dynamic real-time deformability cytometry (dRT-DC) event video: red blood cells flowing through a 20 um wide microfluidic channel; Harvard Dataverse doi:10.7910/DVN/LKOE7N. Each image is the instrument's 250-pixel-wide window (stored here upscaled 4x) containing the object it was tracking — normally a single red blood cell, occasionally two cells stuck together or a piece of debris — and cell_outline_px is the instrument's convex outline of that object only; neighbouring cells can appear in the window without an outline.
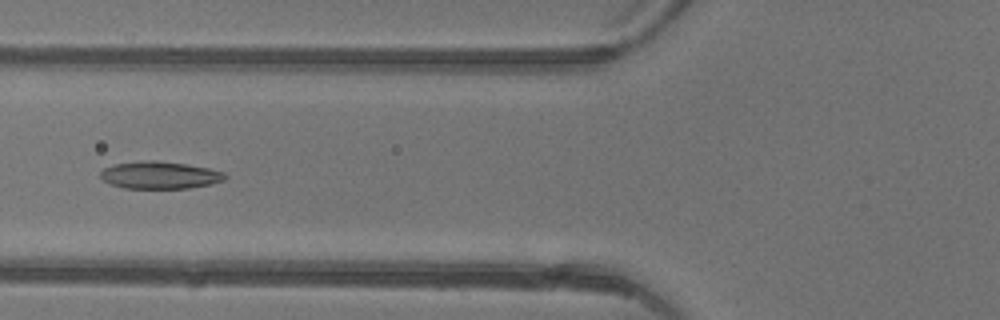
{"species": "common noctule bat (a hibernating species)", "species_latin": "Nyctalus noctula", "temperature_condition": "warm", "stored_images_in_passage": 43, "camera_frame_rate_fps": 3000, "um_per_image_px": 0.085, "animal": {"sex": "female"}, "frame": {"image": 1, "passage_image": 19, "time_ms": 6.0, "image_size_px": [1000, 320], "cell_outline_px": [[228, 176], [224, 180], [212, 184], [188, 188], [124, 188], [112, 184], [104, 180], [100, 176], [100, 172], [104, 168], [112, 164], [144, 160], [156, 160], [184, 164], [208, 168], [224, 172]], "centroid_in_image_um": [13.59, 14.88], "position_along_channel_um": 112.2, "area_um2": 19.83}, "authors_computed_cell_mechanics": {"area_um2": 20.2878, "velocity_mm_per_s": 4.4079, "shape_relaxation_time_tau1_ms": 7.8842, "shape_relaxation_time_tau2_ms": 2.1183, "deformation_change_tau1": 0.1989, "deformation_change_tau2": 0.0866}}